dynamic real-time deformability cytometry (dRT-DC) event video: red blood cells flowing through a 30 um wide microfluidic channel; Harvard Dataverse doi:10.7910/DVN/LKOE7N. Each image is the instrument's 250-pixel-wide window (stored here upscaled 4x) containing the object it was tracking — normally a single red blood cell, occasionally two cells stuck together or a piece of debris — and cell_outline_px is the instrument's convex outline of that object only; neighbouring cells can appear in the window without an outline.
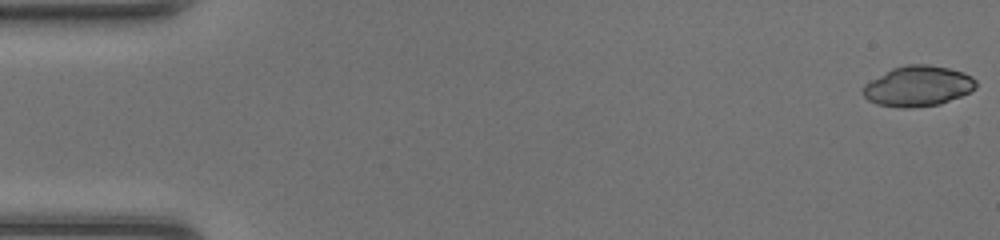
{"species": "common noctule bat (a hibernating species)", "species_latin": "Nyctalus noctula", "temperature_condition": "room temperature", "stored_images_in_passage": 47, "camera_frame_rate_fps": 3000, "um_per_image_px": 0.085, "animal": {"sex": "female", "body_mass_g": 20.0, "forearm_length_mm": 54.0}, "frame": {"image": 1, "passage_image": 1, "time_ms": 0.0, "image_size_px": [1000, 240], "cell_outline_px": [[976, 88], [960, 96], [940, 104], [912, 108], [904, 108], [876, 104], [868, 100], [864, 96], [864, 84], [892, 68], [908, 64], [928, 64], [948, 68], [964, 72], [972, 76], [976, 80]], "centroid_in_image_um": [78.04, 7.32], "position_along_channel_um": 7.0, "area_um2": 26.53}}
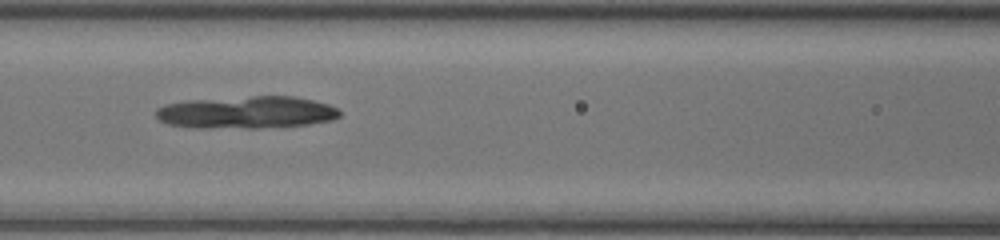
{"frame": {"image": 2, "passage_image": 21, "time_ms": 6.667, "image_size_px": [1000, 240], "cell_outline_px": [[340, 116], [332, 120], [308, 124], [260, 128], [196, 128], [168, 124], [160, 120], [156, 116], [156, 108], [164, 104], [184, 100], [252, 96], [292, 96], [312, 100], [328, 104], [336, 108], [340, 112]], "centroid_in_image_um": [20.91, 9.55], "position_along_channel_um": 145.7, "area_um2": 34.8}}
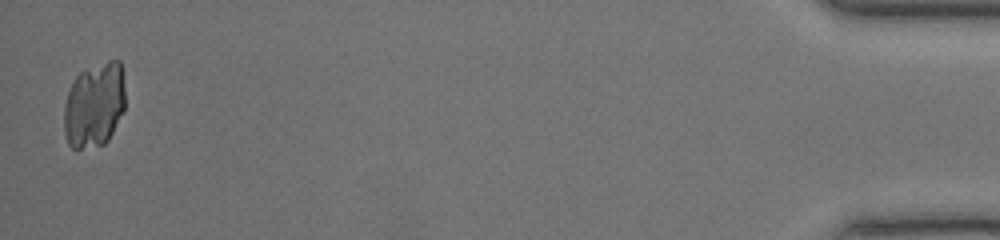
{"frame": {"image": 3, "passage_image": 47, "time_ms": 15.333, "image_size_px": [1000, 240], "cell_outline_px": [[124, 108], [108, 140], [104, 144], [76, 152], [68, 144], [64, 132], [64, 104], [68, 92], [76, 76], [80, 72], [108, 60], [120, 60], [124, 88]], "centroid_in_image_um": [7.99, 8.97], "position_along_channel_um": 427.2, "area_um2": 30.4}}